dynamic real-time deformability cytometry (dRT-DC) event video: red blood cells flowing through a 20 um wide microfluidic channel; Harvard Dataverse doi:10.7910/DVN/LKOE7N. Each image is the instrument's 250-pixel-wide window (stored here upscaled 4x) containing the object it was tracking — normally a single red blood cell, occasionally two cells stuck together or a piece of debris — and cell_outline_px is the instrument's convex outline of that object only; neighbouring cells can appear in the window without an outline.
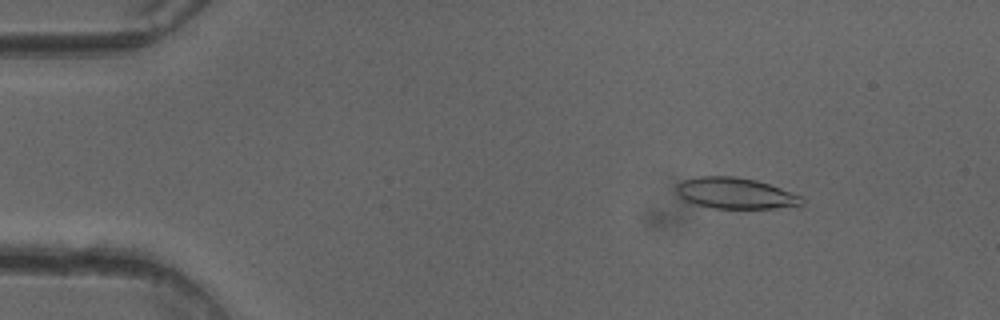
{"species": "common noctule bat (a hibernating species)", "species_latin": "Nyctalus noctula", "temperature_condition": "cold", "stored_images_in_passage": 51, "camera_frame_rate_fps": 3000, "um_per_image_px": 0.085, "animal": {"sex": "female"}, "frame": {"image": 1, "passage_image": 7, "time_ms": 2.0, "image_size_px": [1000, 320], "cell_outline_px": [[804, 204], [776, 208], [716, 208], [696, 204], [684, 200], [676, 192], [676, 184], [684, 180], [700, 176], [736, 176], [756, 180], [780, 188], [800, 196], [804, 200]], "centroid_in_image_um": [62.48, 16.42], "position_along_channel_um": 22.5, "area_um2": 22.48}}
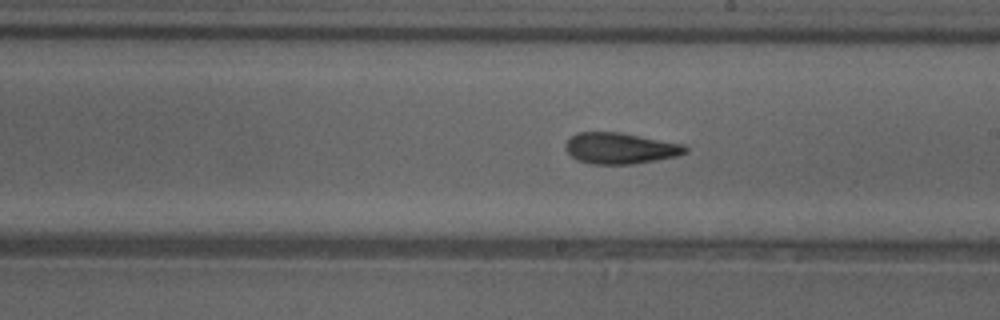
{"frame": {"image": 2, "passage_image": 29, "time_ms": 9.333, "image_size_px": [1000, 320], "cell_outline_px": [[688, 152], [676, 156], [656, 160], [632, 164], [592, 164], [576, 160], [564, 148], [564, 144], [576, 132], [620, 132], [684, 144], [688, 148]], "centroid_in_image_um": [52.71, 12.6], "position_along_channel_um": 236.3, "area_um2": 21.79}}
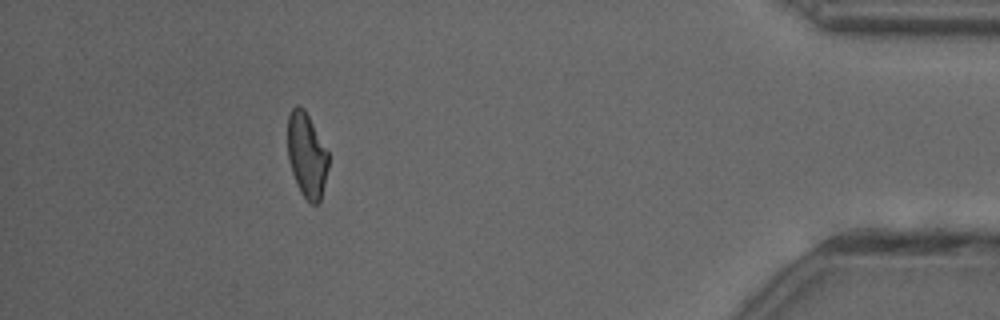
{"frame": {"image": 3, "passage_image": 46, "time_ms": 15.0, "image_size_px": [1000, 320], "cell_outline_px": [[328, 168], [320, 204], [312, 204], [300, 192], [296, 184], [288, 160], [288, 116], [292, 108], [296, 104], [300, 104], [304, 108], [328, 152]], "centroid_in_image_um": [26.07, 13.19], "position_along_channel_um": 409.1, "area_um2": 20.17}, "authors_computed_cell_mechanics": {"area_um2": 21.9062, "velocity_mm_per_s": 4.0434, "shape_relaxation_time_tau1_ms": 9.5225, "shape_relaxation_time_tau2_ms": 3.4375, "deformation_change_tau1": 0.2196, "deformation_change_tau2": 0.1248}}